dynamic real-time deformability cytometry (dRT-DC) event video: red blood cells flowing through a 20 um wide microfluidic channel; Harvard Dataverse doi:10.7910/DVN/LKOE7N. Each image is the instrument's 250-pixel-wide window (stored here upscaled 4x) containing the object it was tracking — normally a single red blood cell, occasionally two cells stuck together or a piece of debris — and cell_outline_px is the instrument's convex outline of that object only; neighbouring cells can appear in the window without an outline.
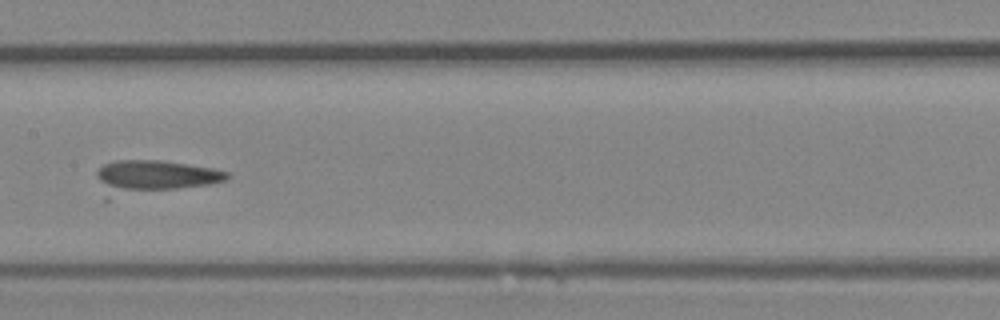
{"species": "Egyptian fruit bat (a non-hibernating species)", "species_latin": "Rousettus aegyptiacus", "temperature_condition": "room temperature", "stored_images_in_passage": 18, "camera_frame_rate_fps": 3000, "um_per_image_px": 0.085, "animal": {"sex": "female"}, "frame": {"image": 1, "passage_image": 10, "time_ms": 3.0, "image_size_px": [1000, 320], "cell_outline_px": [[232, 176], [228, 180], [208, 184], [176, 188], [112, 188], [100, 180], [96, 176], [96, 172], [104, 164], [116, 160], [160, 160], [188, 164], [212, 168], [228, 172]], "centroid_in_image_um": [13.39, 14.84], "position_along_channel_um": 194.0, "area_um2": 21.62}}